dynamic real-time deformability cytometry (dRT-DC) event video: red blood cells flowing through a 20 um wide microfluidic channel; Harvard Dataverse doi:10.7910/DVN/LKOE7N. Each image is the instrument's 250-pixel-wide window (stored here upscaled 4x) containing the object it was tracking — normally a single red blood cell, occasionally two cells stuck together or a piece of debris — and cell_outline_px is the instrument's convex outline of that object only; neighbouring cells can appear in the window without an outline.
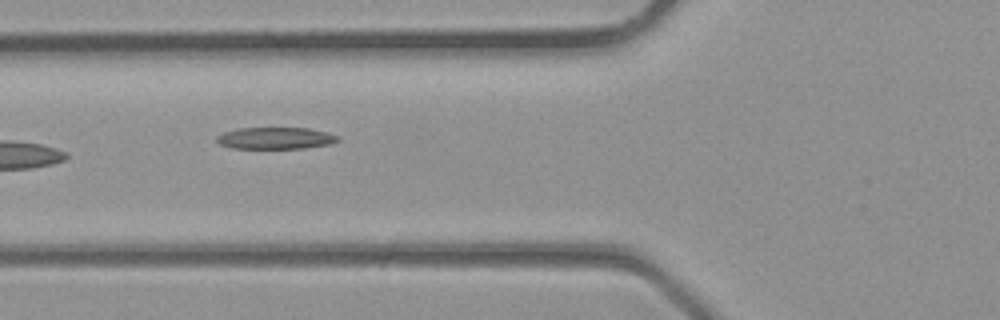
{"species": "common noctule bat (a hibernating species)", "species_latin": "Nyctalus noctula", "temperature_condition": "room temperature", "stored_images_in_passage": 4, "camera_frame_rate_fps": 3000, "um_per_image_px": 0.085, "animal": {"sex": "male", "body_mass_g": 23.1, "forearm_length_mm": 52.7}, "frame": {"image": 1, "passage_image": 4, "time_ms": 1.0, "image_size_px": [1000, 320], "cell_outline_px": [[340, 140], [328, 144], [304, 148], [232, 148], [220, 144], [216, 140], [216, 136], [224, 132], [236, 128], [308, 128], [340, 136]], "centroid_in_image_um": [23.39, 11.74], "position_along_channel_um": 102.4, "area_um2": 15.26}}